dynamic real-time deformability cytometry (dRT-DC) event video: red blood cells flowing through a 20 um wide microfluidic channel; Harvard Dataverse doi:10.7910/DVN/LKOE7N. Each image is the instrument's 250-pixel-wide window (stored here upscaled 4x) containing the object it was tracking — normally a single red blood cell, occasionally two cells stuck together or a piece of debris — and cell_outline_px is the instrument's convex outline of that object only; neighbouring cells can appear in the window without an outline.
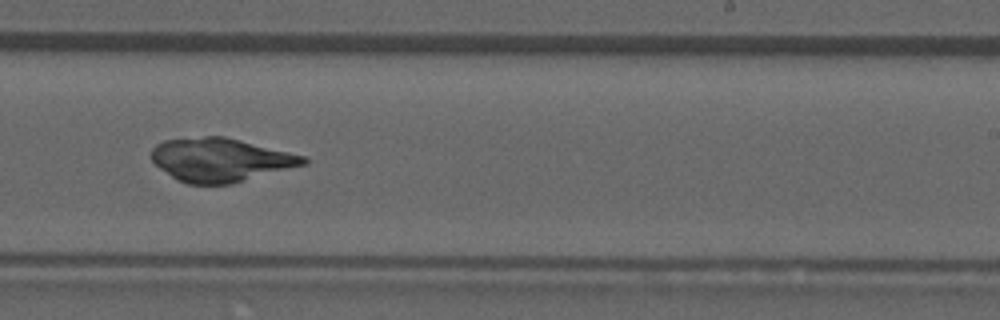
{"species": "common noctule bat (a hibernating species)", "species_latin": "Nyctalus noctula", "temperature_condition": "room temperature", "stored_images_in_passage": 14, "camera_frame_rate_fps": 3000, "um_per_image_px": 0.085, "animal": {"sex": "male", "forearm_length_mm": 52.5}, "frame": {"image": 1, "passage_image": 9, "time_ms": 2.667, "image_size_px": [1000, 320], "cell_outline_px": [[308, 164], [232, 184], [188, 184], [176, 180], [160, 168], [152, 160], [152, 148], [156, 144], [164, 140], [204, 136], [224, 136], [308, 156]], "centroid_in_image_um": [18.79, 13.59], "position_along_channel_um": 270.2, "area_um2": 38.84}}
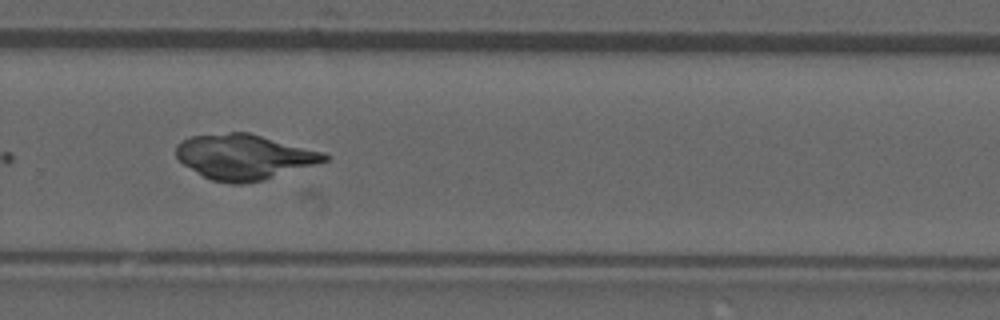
{"frame": {"image": 2, "passage_image": 10, "time_ms": 3.0, "image_size_px": [1000, 320], "cell_outline_px": [[332, 156], [328, 160], [264, 180], [244, 184], [232, 184], [212, 180], [204, 176], [184, 164], [176, 156], [176, 144], [192, 136], [228, 132], [248, 132], [324, 152]], "centroid_in_image_um": [20.77, 13.33], "position_along_channel_um": 309.0, "area_um2": 38.84}}